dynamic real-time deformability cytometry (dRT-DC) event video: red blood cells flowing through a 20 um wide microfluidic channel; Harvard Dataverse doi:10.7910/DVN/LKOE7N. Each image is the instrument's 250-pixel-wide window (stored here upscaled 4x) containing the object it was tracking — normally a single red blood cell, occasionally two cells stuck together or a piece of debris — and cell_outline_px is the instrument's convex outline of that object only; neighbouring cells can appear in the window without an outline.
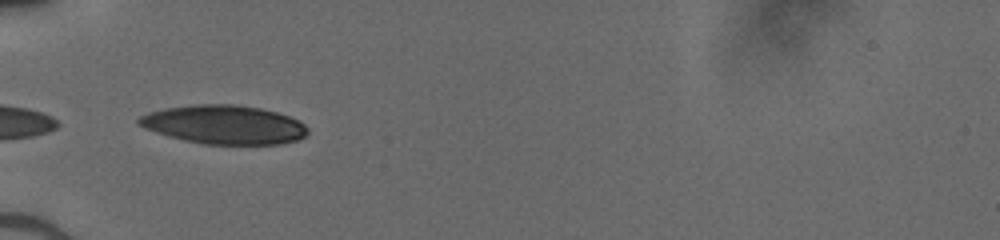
{"species": "human", "species_latin": "Homo sapiens", "temperature_condition": "cold", "stored_images_in_passage": 8, "camera_frame_rate_fps": 3000, "um_per_image_px": 0.085, "donor": {"sex": "male"}, "frame": {"image": 1, "passage_image": 1, "time_ms": 0.0, "image_size_px": [1000, 240], "cell_outline_px": [[308, 132], [300, 140], [280, 144], [204, 144], [184, 140], [168, 136], [144, 128], [136, 124], [136, 120], [140, 116], [152, 112], [168, 108], [196, 104], [232, 104], [260, 108], [276, 112], [300, 120], [308, 128]], "centroid_in_image_um": [19.07, 10.6], "position_along_channel_um": 65.9, "area_um2": 38.15}}
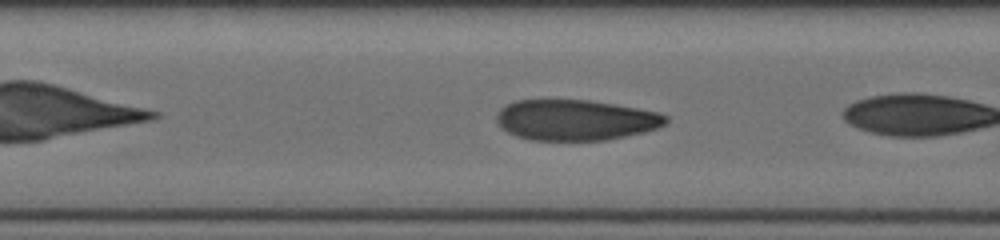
{"frame": {"image": 2, "passage_image": 6, "time_ms": 1.667, "image_size_px": [1000, 240], "cell_outline_px": [[668, 124], [644, 132], [608, 140], [528, 140], [516, 136], [500, 128], [496, 124], [496, 112], [500, 108], [516, 100], [588, 100], [616, 104], [660, 112], [668, 116]], "centroid_in_image_um": [48.92, 10.2], "position_along_channel_um": 158.5, "area_um2": 40.58}}